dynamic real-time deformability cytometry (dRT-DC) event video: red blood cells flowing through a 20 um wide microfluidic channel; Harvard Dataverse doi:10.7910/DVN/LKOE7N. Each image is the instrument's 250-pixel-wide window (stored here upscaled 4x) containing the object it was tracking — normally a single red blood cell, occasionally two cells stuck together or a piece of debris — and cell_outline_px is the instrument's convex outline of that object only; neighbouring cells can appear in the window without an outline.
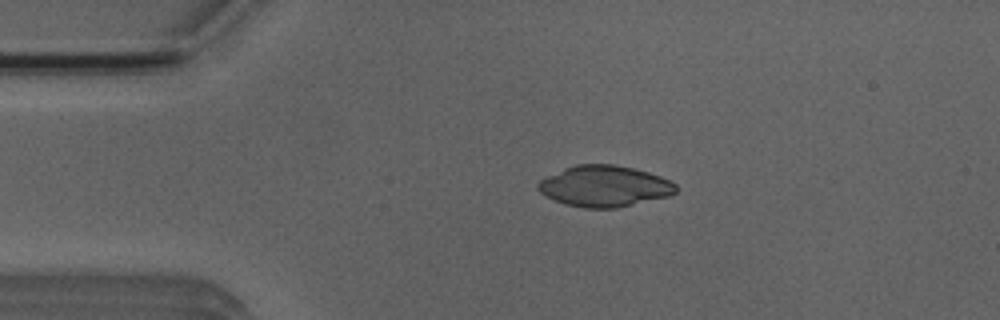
{"species": "Egyptian fruit bat (a non-hibernating species)", "species_latin": "Rousettus aegyptiacus", "temperature_condition": "room temperature", "stored_images_in_passage": 4, "camera_frame_rate_fps": 3000, "um_per_image_px": 0.085, "animal": {"sex": "male"}, "frame": {"image": 1, "passage_image": 2, "time_ms": 1.333, "image_size_px": [1000, 320], "cell_outline_px": [[680, 188], [676, 192], [668, 196], [616, 208], [584, 208], [564, 204], [552, 200], [540, 192], [536, 188], [536, 184], [540, 180], [564, 168], [576, 164], [612, 164], [632, 168], [648, 172], [660, 176], [676, 184]], "centroid_in_image_um": [51.36, 15.83], "position_along_channel_um": 33.6, "area_um2": 33.06}}